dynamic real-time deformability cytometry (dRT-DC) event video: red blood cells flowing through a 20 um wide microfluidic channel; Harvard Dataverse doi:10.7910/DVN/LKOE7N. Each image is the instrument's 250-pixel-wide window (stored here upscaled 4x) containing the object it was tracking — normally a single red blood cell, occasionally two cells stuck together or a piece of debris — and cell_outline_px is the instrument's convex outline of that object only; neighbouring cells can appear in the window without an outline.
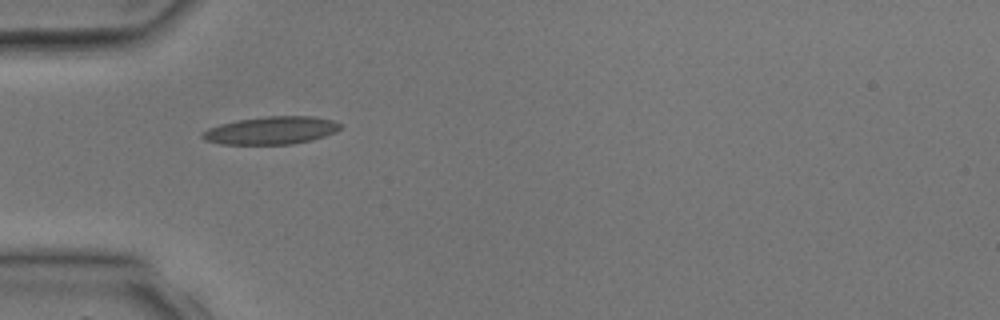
{"species": "common noctule bat (a hibernating species)", "species_latin": "Nyctalus noctula", "temperature_condition": "room temperature", "stored_images_in_passage": 1, "camera_frame_rate_fps": 3000, "um_per_image_px": 0.085, "animal": {"sex": "male", "body_mass_g": 17.9, "forearm_length_mm": 54.2}, "frame": {"image": 1, "passage_image": 1, "time_ms": 0.0, "image_size_px": [1000, 320], "cell_outline_px": [[340, 128], [336, 132], [312, 140], [292, 144], [220, 144], [204, 140], [200, 136], [208, 128], [220, 124], [236, 120], [268, 116], [312, 116], [332, 120], [340, 124]], "centroid_in_image_um": [23.03, 11.09], "position_along_channel_um": 62.0, "area_um2": 22.25}}